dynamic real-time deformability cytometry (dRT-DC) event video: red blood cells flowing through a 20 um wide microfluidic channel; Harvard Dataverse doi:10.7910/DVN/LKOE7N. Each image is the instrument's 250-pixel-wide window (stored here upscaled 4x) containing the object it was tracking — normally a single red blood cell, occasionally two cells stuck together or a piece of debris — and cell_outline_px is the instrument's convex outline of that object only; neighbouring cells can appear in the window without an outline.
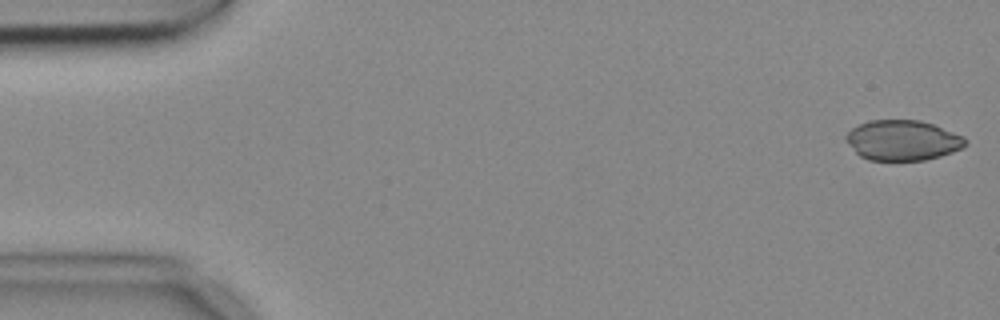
{"species": "common noctule bat (a hibernating species)", "species_latin": "Nyctalus noctula", "temperature_condition": "cold", "stored_images_in_passage": 4, "camera_frame_rate_fps": 3000, "um_per_image_px": 0.085, "animal": {"sex": "female", "body_mass_g": 18.4}, "frame": {"image": 1, "passage_image": 1, "time_ms": 0.0, "image_size_px": [1000, 320], "cell_outline_px": [[968, 144], [952, 152], [940, 156], [924, 160], [868, 160], [860, 156], [844, 140], [844, 136], [852, 128], [868, 120], [920, 120], [932, 124], [964, 136], [968, 140]], "centroid_in_image_um": [76.71, 11.92], "position_along_channel_um": 8.3, "area_um2": 28.03}}